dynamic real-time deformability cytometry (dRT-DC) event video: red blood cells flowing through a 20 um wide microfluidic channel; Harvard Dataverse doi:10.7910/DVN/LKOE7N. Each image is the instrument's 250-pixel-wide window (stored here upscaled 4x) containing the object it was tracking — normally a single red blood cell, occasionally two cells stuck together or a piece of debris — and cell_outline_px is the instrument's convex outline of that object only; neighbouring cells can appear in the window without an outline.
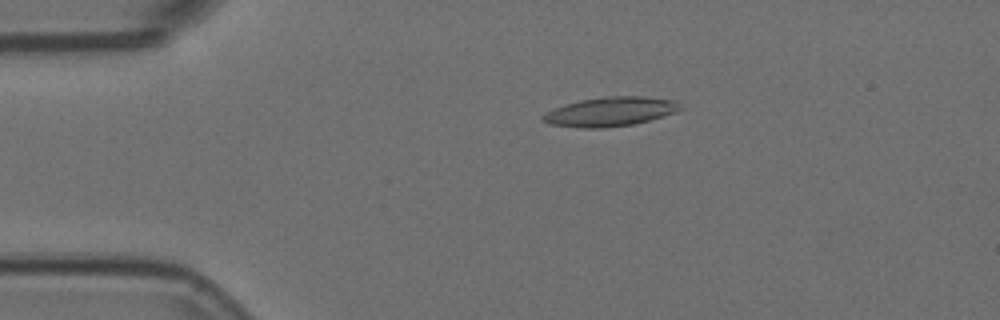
{"species": "Egyptian fruit bat (a non-hibernating species)", "species_latin": "Rousettus aegyptiacus", "temperature_condition": "room temperature", "stored_images_in_passage": 48, "camera_frame_rate_fps": 3000, "um_per_image_px": 0.085, "animal": {"sex": "female"}, "frame": {"image": 1, "passage_image": 5, "time_ms": 1.333, "image_size_px": [1000, 320], "cell_outline_px": [[684, 108], [676, 112], [648, 120], [632, 124], [604, 128], [580, 128], [548, 124], [540, 120], [540, 116], [564, 104], [580, 100], [604, 96], [648, 96], [672, 100], [680, 104]], "centroid_in_image_um": [51.85, 9.49], "position_along_channel_um": 33.1, "area_um2": 23.47}}
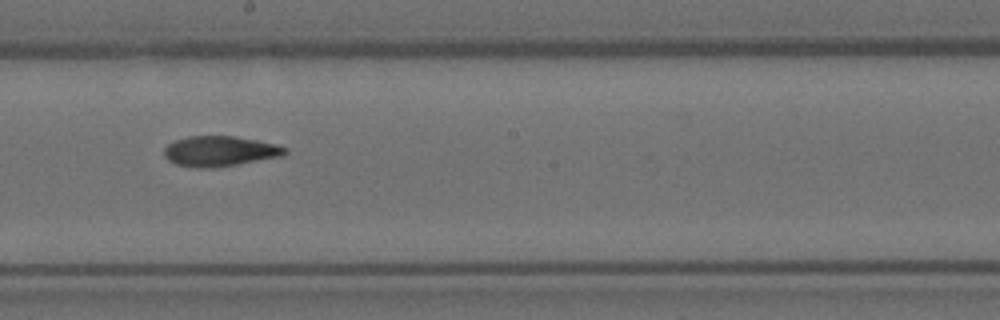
{"frame": {"image": 2, "passage_image": 24, "time_ms": 7.667, "image_size_px": [1000, 320], "cell_outline_px": [[288, 152], [284, 156], [212, 168], [196, 168], [176, 164], [168, 160], [164, 156], [164, 148], [168, 144], [176, 140], [188, 136], [236, 136], [276, 144], [288, 148]], "centroid_in_image_um": [18.7, 12.85], "position_along_channel_um": 229.5, "area_um2": 21.39}}
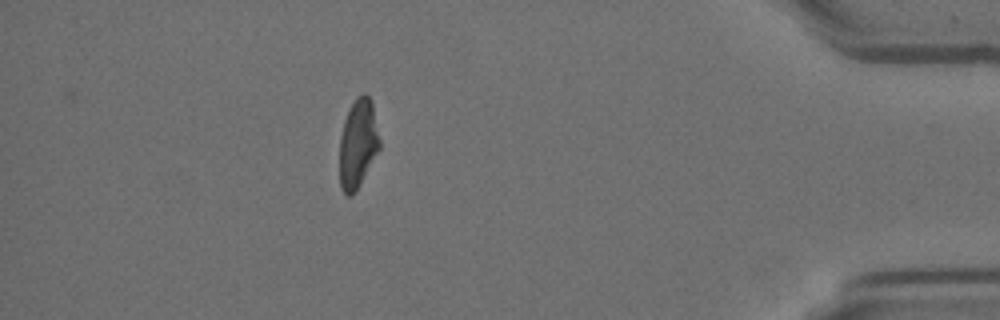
{"frame": {"image": 3, "passage_image": 42, "time_ms": 13.667, "image_size_px": [1000, 320], "cell_outline_px": [[380, 148], [360, 184], [352, 196], [348, 196], [340, 188], [340, 136], [344, 120], [356, 96], [364, 92], [372, 100], [380, 140]], "centroid_in_image_um": [30.43, 12.19], "position_along_channel_um": 404.8, "area_um2": 20.75}, "authors_computed_cell_mechanics": {"area_um2": 21.5594, "velocity_mm_per_s": 3.7448, "shape_relaxation_time_tau1_ms": null, "shape_relaxation_time_tau2_ms": 5.4107, "deformation_change_tau1": null, "deformation_change_tau2": 0.1189}}